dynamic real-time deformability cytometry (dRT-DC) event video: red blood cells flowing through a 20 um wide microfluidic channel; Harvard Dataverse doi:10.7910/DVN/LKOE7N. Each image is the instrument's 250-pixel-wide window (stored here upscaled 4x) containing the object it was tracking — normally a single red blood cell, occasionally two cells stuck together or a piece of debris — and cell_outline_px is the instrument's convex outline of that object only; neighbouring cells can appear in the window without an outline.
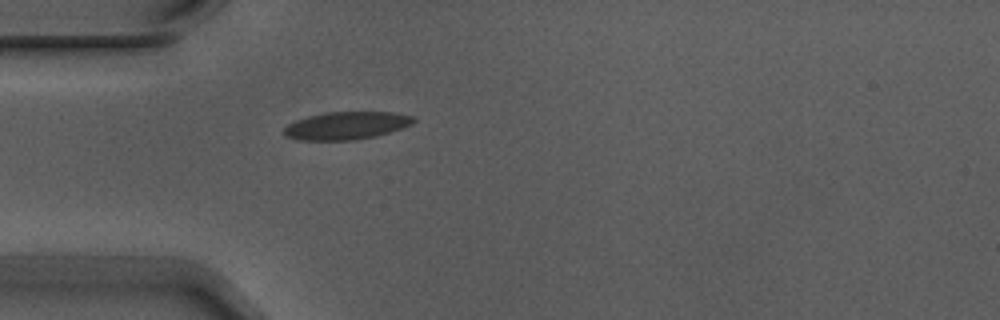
{"species": "Egyptian fruit bat (a non-hibernating species)", "species_latin": "Rousettus aegyptiacus", "temperature_condition": "warm", "stored_images_in_passage": 1, "camera_frame_rate_fps": 3000, "um_per_image_px": 0.085, "animal": {"sex": "male"}, "frame": {"image": 1, "passage_image": 1, "time_ms": 0.0, "image_size_px": [1000, 320], "cell_outline_px": [[416, 120], [412, 124], [376, 136], [352, 140], [300, 140], [288, 136], [284, 132], [284, 128], [288, 124], [296, 120], [308, 116], [328, 112], [392, 112], [412, 116]], "centroid_in_image_um": [29.44, 10.67], "position_along_channel_um": 55.6, "area_um2": 20.63}}